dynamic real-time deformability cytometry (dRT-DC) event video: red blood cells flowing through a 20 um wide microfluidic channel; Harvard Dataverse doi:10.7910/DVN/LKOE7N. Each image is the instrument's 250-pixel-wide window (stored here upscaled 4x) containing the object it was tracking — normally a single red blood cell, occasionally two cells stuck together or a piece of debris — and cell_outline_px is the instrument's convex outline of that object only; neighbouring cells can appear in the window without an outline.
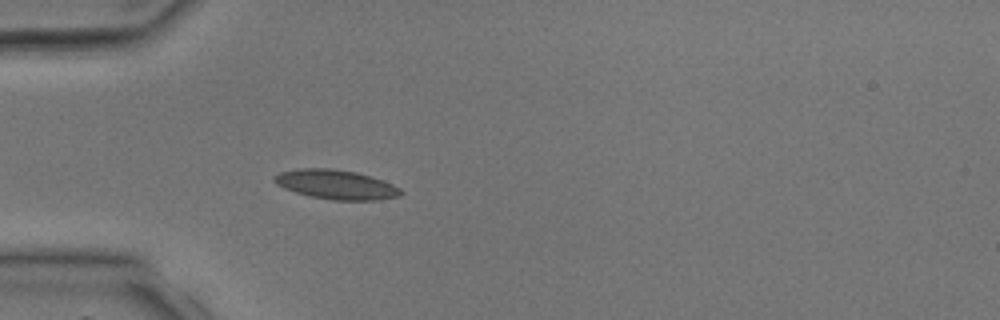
{"species": "common noctule bat (a hibernating species)", "species_latin": "Nyctalus noctula", "temperature_condition": "room temperature", "stored_images_in_passage": 4, "camera_frame_rate_fps": 3000, "um_per_image_px": 0.085, "animal": {"sex": "male", "body_mass_g": 17.9, "forearm_length_mm": 54.2}, "frame": {"image": 1, "passage_image": 4, "time_ms": 3.333, "image_size_px": [1000, 320], "cell_outline_px": [[404, 192], [400, 196], [376, 200], [332, 200], [312, 196], [296, 192], [284, 188], [276, 184], [272, 180], [272, 176], [280, 172], [296, 168], [332, 168], [356, 172], [392, 184], [400, 188]], "centroid_in_image_um": [28.53, 15.68], "position_along_channel_um": 56.5, "area_um2": 21.62}}